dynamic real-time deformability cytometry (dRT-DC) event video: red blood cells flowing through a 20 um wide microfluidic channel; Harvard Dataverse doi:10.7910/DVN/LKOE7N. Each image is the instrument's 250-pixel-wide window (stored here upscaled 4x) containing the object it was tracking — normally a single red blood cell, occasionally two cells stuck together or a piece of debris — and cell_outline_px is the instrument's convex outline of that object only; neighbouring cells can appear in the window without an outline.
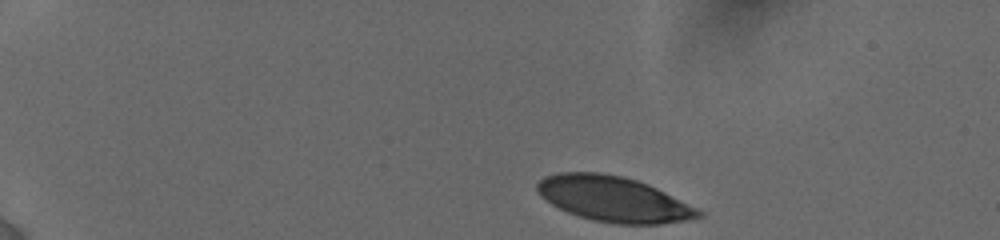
{"species": "human", "species_latin": "Homo sapiens", "temperature_condition": "cold", "stored_images_in_passage": 44, "camera_frame_rate_fps": 3000, "um_per_image_px": 0.085, "donor": {"sex": "female"}, "frame": {"image": 1, "passage_image": 1, "time_ms": 0.0, "image_size_px": [1000, 240], "cell_outline_px": [[704, 216], [688, 220], [660, 224], [616, 224], [592, 220], [568, 212], [552, 204], [540, 196], [536, 188], [536, 184], [544, 176], [560, 172], [600, 172], [624, 176], [648, 184], [704, 212]], "centroid_in_image_um": [52.14, 16.91], "position_along_channel_um": 32.9, "area_um2": 42.48}}
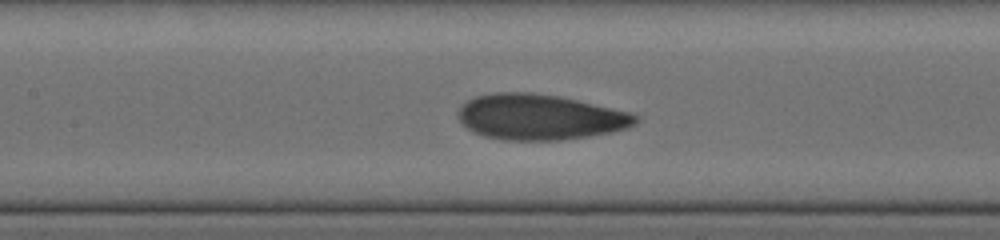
{"frame": {"image": 2, "passage_image": 26, "time_ms": 6.0, "image_size_px": [1000, 240], "cell_outline_px": [[640, 116], [636, 124], [628, 128], [612, 132], [588, 136], [556, 140], [500, 140], [484, 136], [472, 132], [460, 124], [456, 116], [460, 108], [468, 100], [476, 96], [492, 92], [532, 92], [556, 96], [576, 100], [628, 112]], "centroid_in_image_um": [45.83, 9.95], "position_along_channel_um": 161.6, "area_um2": 47.16}}
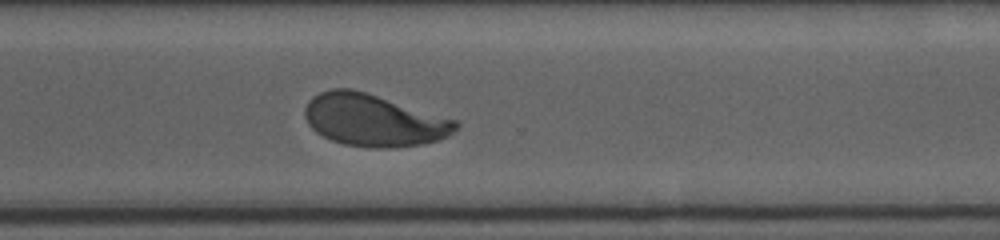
{"frame": {"image": 3, "passage_image": 44, "time_ms": 10.667, "image_size_px": [1000, 240], "cell_outline_px": [[460, 124], [448, 136], [436, 140], [420, 144], [392, 148], [368, 148], [344, 144], [332, 140], [316, 132], [308, 124], [304, 116], [304, 108], [308, 100], [312, 96], [320, 92], [332, 88], [352, 88], [456, 120]], "centroid_in_image_um": [31.71, 10.22], "position_along_channel_um": 338.9, "area_um2": 45.6}}